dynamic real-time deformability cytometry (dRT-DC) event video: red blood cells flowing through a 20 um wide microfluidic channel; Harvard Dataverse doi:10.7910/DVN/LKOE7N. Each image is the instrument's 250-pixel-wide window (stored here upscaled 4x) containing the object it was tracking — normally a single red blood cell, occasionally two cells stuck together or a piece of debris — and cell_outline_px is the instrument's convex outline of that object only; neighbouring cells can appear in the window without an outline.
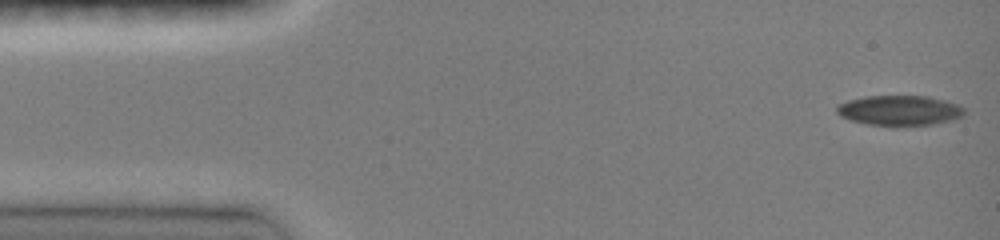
{"species": "common noctule bat (a hibernating species)", "species_latin": "Nyctalus noctula", "temperature_condition": "room temperature", "stored_images_in_passage": 46, "camera_frame_rate_fps": 3000, "um_per_image_px": 0.085, "animal": {"sex": "female", "body_mass_g": 19.0, "forearm_length_mm": 51.5}, "frame": {"image": 1, "passage_image": 1, "time_ms": 0.0, "image_size_px": [1000, 240], "cell_outline_px": [[964, 116], [952, 120], [932, 124], [892, 128], [868, 124], [852, 120], [840, 116], [836, 112], [836, 108], [840, 104], [848, 100], [864, 96], [928, 96], [944, 100], [956, 104], [964, 108]], "centroid_in_image_um": [76.46, 9.41], "position_along_channel_um": 8.5, "area_um2": 22.77}}
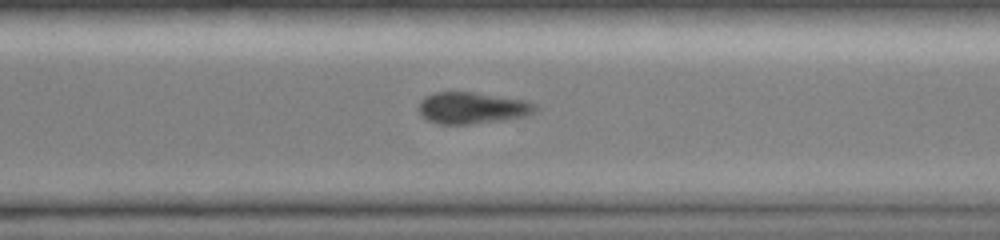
{"frame": {"image": 2, "passage_image": 33, "time_ms": 10.667, "image_size_px": [1000, 240], "cell_outline_px": [[540, 108], [528, 116], [504, 120], [472, 124], [440, 124], [428, 120], [420, 112], [420, 100], [424, 96], [436, 92], [476, 92], [528, 100], [536, 104]], "centroid_in_image_um": [40.22, 9.17], "position_along_channel_um": 330.4, "area_um2": 21.73}}
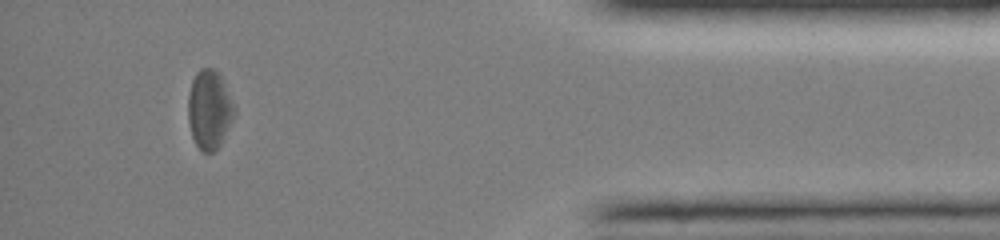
{"frame": {"image": 3, "passage_image": 42, "time_ms": 13.667, "image_size_px": [1000, 240], "cell_outline_px": [[236, 112], [216, 152], [204, 152], [196, 144], [192, 136], [188, 120], [188, 96], [192, 80], [196, 72], [200, 68], [212, 68], [220, 72], [236, 108]], "centroid_in_image_um": [17.81, 9.28], "position_along_channel_um": 417.4, "area_um2": 21.44}, "authors_computed_cell_mechanics": {"area_um2": 22.5709, "velocity_mm_per_s": 4.0832, "shape_relaxation_time_tau1_ms": 2.1525, "shape_relaxation_time_tau2_ms": null, "deformation_change_tau1": 0.0739, "deformation_change_tau2": null}}